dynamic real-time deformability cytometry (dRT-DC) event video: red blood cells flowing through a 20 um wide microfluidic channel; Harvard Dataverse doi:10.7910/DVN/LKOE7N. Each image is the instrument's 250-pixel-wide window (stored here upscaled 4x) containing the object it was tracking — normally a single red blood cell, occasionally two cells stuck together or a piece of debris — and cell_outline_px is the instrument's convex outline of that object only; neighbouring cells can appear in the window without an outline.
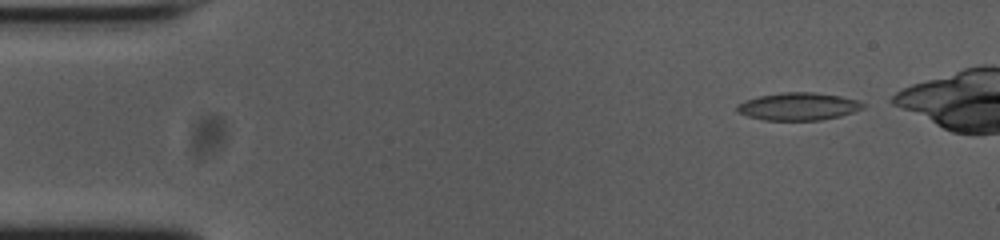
{"species": "common noctule bat (a hibernating species)", "species_latin": "Nyctalus noctula", "temperature_condition": "cold", "stored_images_in_passage": 44, "camera_frame_rate_fps": 3000, "um_per_image_px": 0.085, "animal": {"sex": "female", "body_mass_g": 23.0, "forearm_length_mm": 53.4}, "frame": {"image": 1, "passage_image": 2, "time_ms": 0.333, "image_size_px": [1000, 240], "cell_outline_px": [[868, 104], [864, 108], [840, 116], [820, 120], [764, 120], [748, 116], [736, 112], [736, 104], [744, 100], [760, 96], [784, 92], [812, 92], [840, 96], [856, 100]], "centroid_in_image_um": [67.84, 9.05], "position_along_channel_um": 17.2, "area_um2": 20.29}}
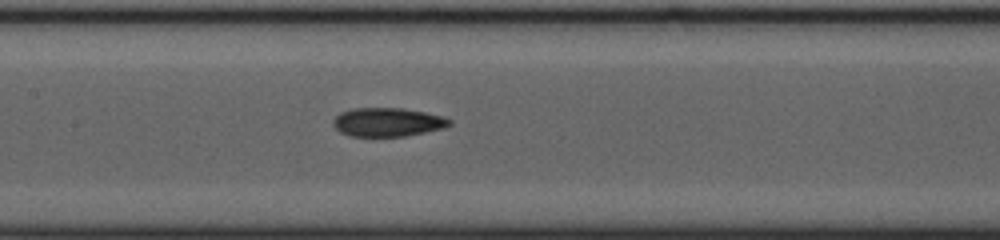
{"frame": {"image": 2, "passage_image": 22, "time_ms": 7.0, "image_size_px": [1000, 240], "cell_outline_px": [[452, 124], [444, 128], [404, 136], [352, 136], [340, 132], [332, 124], [332, 120], [340, 112], [352, 108], [400, 108], [424, 112], [440, 116], [452, 120]], "centroid_in_image_um": [32.92, 10.38], "position_along_channel_um": 174.5, "area_um2": 19.36}}
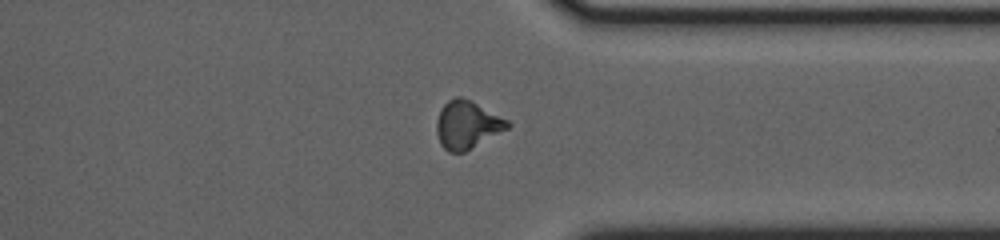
{"frame": {"image": 3, "passage_image": 38, "time_ms": 12.333, "image_size_px": [1000, 240], "cell_outline_px": [[512, 124], [508, 128], [464, 152], [448, 152], [440, 144], [436, 132], [436, 120], [440, 108], [448, 100], [456, 96], [460, 96], [472, 100], [508, 120]], "centroid_in_image_um": [39.68, 10.58], "position_along_channel_um": 371.7, "area_um2": 19.88}, "authors_computed_cell_mechanics": {"area_um2": 19.5942, "velocity_mm_per_s": 3.7601, "shape_relaxation_time_tau1_ms": null, "shape_relaxation_time_tau2_ms": 5.0264, "deformation_change_tau1": null, "deformation_change_tau2": 0.1306}}